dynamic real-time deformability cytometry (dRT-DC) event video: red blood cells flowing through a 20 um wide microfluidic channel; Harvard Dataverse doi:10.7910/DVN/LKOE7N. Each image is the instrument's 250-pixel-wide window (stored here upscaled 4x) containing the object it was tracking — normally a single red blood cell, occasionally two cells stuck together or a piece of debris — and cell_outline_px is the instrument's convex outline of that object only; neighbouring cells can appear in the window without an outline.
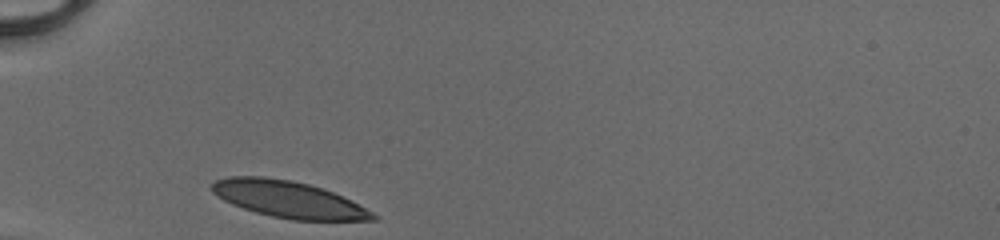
{"species": "human", "species_latin": "Homo sapiens", "temperature_condition": "cold", "stored_images_in_passage": 27, "camera_frame_rate_fps": 3000, "um_per_image_px": 0.085, "donor": {"sex": "male"}, "frame": {"image": 1, "passage_image": 1, "time_ms": 0.0, "image_size_px": [1000, 240], "cell_outline_px": [[380, 216], [376, 220], [292, 220], [272, 216], [256, 212], [232, 204], [224, 200], [212, 192], [212, 184], [216, 180], [228, 176], [264, 176], [292, 180], [308, 184], [332, 192]], "centroid_in_image_um": [24.48, 16.94], "position_along_channel_um": 60.5, "area_um2": 33.93}}
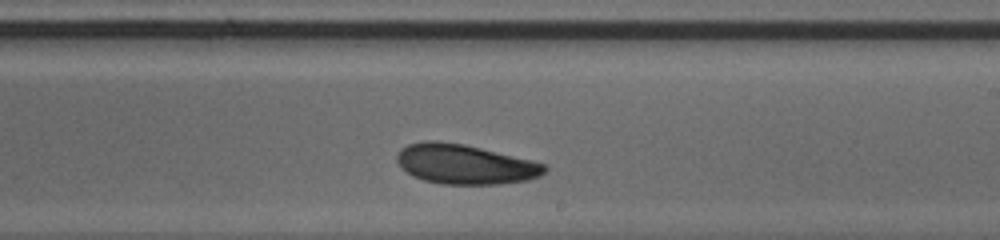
{"frame": {"image": 2, "passage_image": 16, "time_ms": 5.0, "image_size_px": [1000, 240], "cell_outline_px": [[548, 168], [540, 176], [528, 180], [500, 184], [440, 184], [424, 180], [412, 176], [400, 168], [396, 160], [396, 156], [400, 148], [408, 144], [424, 140], [436, 140], [464, 144], [532, 160], [544, 164]], "centroid_in_image_um": [39.48, 13.95], "position_along_channel_um": 249.5, "area_um2": 34.45}}
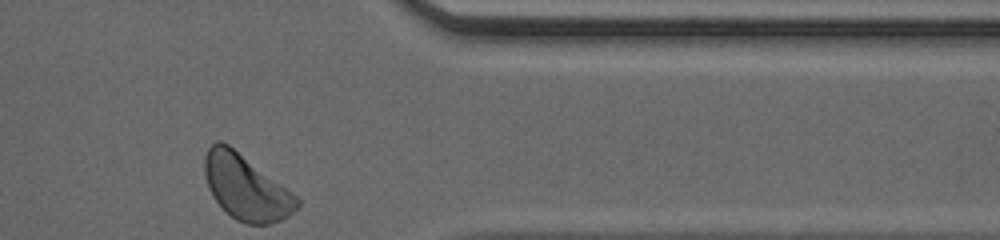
{"frame": {"image": 3, "passage_image": 27, "time_ms": 8.667, "image_size_px": [1000, 240], "cell_outline_px": [[300, 204], [288, 216], [272, 224], [248, 224], [236, 220], [212, 196], [208, 188], [204, 172], [204, 156], [208, 148], [216, 140], [220, 140], [228, 144], [296, 196], [300, 200]], "centroid_in_image_um": [20.87, 15.93], "position_along_channel_um": 390.5, "area_um2": 34.33}, "authors_computed_cell_mechanics": {"area_um2": 34.102, "velocity_mm_per_s": 4.0571, "shape_relaxation_time_tau1_ms": 3.1507, "shape_relaxation_time_tau2_ms": 6.5129, "deformation_change_tau1": 0.0906, "deformation_change_tau2": 0.1112}}